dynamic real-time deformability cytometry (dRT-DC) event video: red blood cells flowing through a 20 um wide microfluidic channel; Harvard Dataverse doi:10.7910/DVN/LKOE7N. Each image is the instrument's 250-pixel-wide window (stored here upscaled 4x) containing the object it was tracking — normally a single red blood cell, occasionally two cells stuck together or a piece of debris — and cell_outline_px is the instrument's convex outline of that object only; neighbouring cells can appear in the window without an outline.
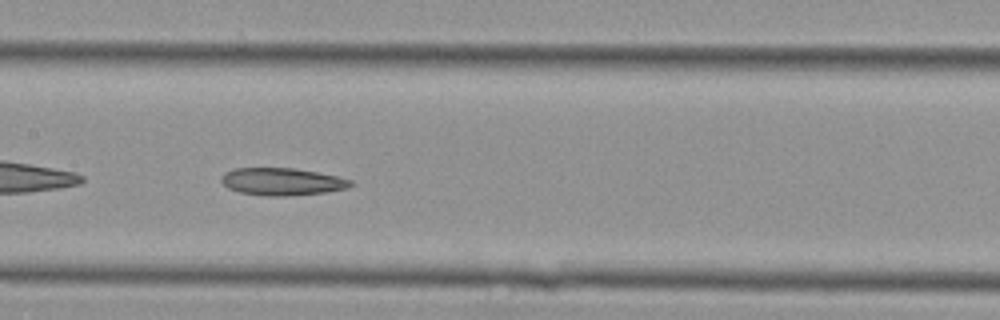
{"species": "Egyptian fruit bat (a non-hibernating species)", "species_latin": "Rousettus aegyptiacus", "temperature_condition": "cold", "stored_images_in_passage": 32, "camera_frame_rate_fps": 3000, "um_per_image_px": 0.085, "animal": {"sex": "female"}, "frame": {"image": 1, "passage_image": 10, "time_ms": 3.0, "image_size_px": [1000, 320], "cell_outline_px": [[356, 184], [348, 188], [328, 192], [284, 196], [268, 196], [240, 192], [228, 188], [220, 180], [220, 176], [224, 172], [232, 168], [292, 168], [340, 176], [352, 180]], "centroid_in_image_um": [24.0, 15.43], "position_along_channel_um": 183.4, "area_um2": 20.87}}